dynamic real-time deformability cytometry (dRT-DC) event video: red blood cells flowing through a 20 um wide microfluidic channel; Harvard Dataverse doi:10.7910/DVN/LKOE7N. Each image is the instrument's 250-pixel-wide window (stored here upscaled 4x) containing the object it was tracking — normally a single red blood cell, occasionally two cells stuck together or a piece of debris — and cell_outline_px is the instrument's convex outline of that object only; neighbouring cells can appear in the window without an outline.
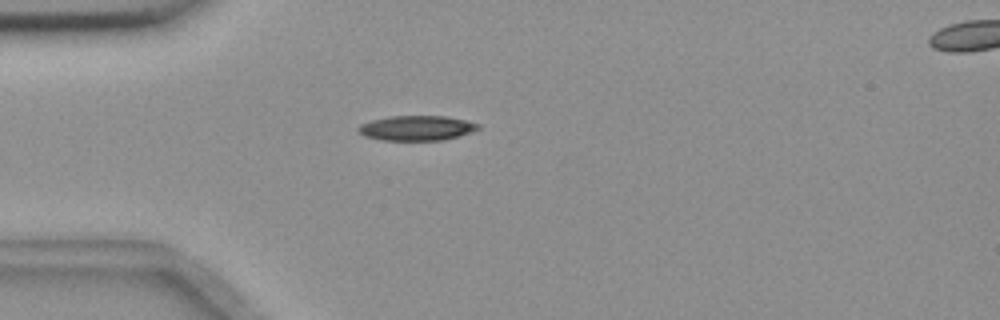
{"species": "common noctule bat (a hibernating species)", "species_latin": "Nyctalus noctula", "temperature_condition": "room temperature", "stored_images_in_passage": 43, "camera_frame_rate_fps": 3000, "um_per_image_px": 0.085, "animal": {"sex": "female", "body_mass_g": 18.4}, "frame": {"image": 1, "passage_image": 3, "time_ms": 0.667, "image_size_px": [1000, 320], "cell_outline_px": [[480, 128], [472, 132], [444, 140], [380, 140], [364, 136], [356, 128], [360, 124], [372, 120], [392, 116], [444, 116], [468, 120], [480, 124]], "centroid_in_image_um": [35.44, 10.88], "position_along_channel_um": 49.6, "area_um2": 17.46}}
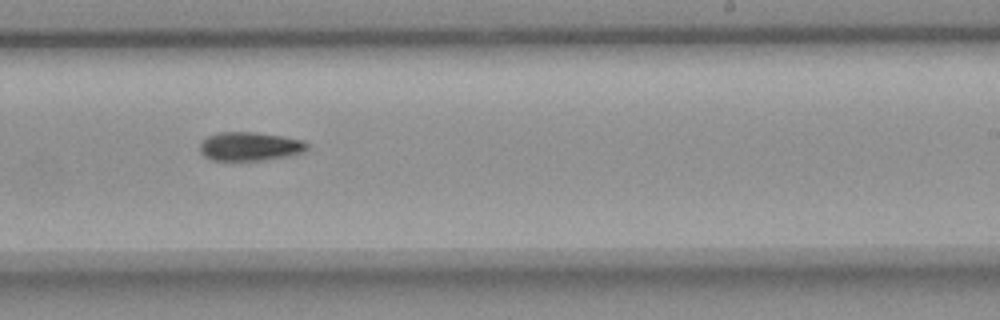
{"frame": {"image": 2, "passage_image": 22, "time_ms": 7.0, "image_size_px": [1000, 320], "cell_outline_px": [[308, 148], [304, 152], [292, 156], [264, 160], [212, 160], [204, 156], [200, 152], [200, 140], [208, 136], [220, 132], [256, 132], [304, 140], [308, 144]], "centroid_in_image_um": [21.25, 12.45], "position_along_channel_um": 267.8, "area_um2": 18.15}}
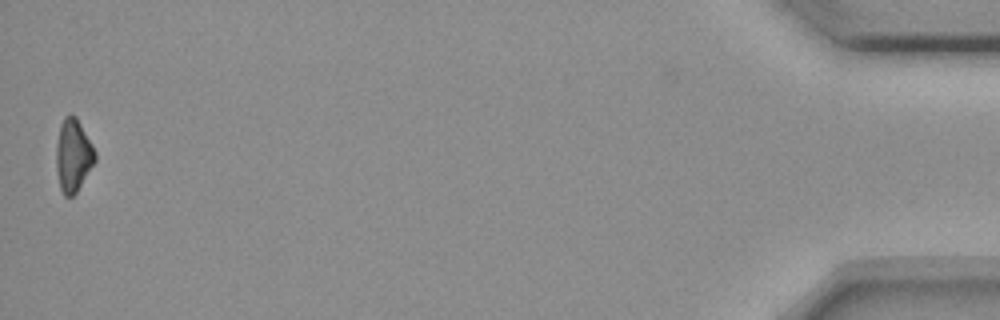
{"frame": {"image": 3, "passage_image": 43, "time_ms": 14.0, "image_size_px": [1000, 320], "cell_outline_px": [[96, 160], [76, 192], [72, 196], [64, 196], [60, 188], [56, 168], [56, 144], [60, 124], [64, 116], [68, 112], [72, 112], [76, 116], [92, 144], [96, 152]], "centroid_in_image_um": [6.21, 13.15], "position_along_channel_um": 429.0, "area_um2": 16.59}, "authors_computed_cell_mechanics": {"area_um2": 17.6868, "velocity_mm_per_s": 3.6474, "shape_relaxation_time_tau1_ms": 5.9931, "shape_relaxation_time_tau2_ms": null, "deformation_change_tau1": 0.1485, "deformation_change_tau2": null}}